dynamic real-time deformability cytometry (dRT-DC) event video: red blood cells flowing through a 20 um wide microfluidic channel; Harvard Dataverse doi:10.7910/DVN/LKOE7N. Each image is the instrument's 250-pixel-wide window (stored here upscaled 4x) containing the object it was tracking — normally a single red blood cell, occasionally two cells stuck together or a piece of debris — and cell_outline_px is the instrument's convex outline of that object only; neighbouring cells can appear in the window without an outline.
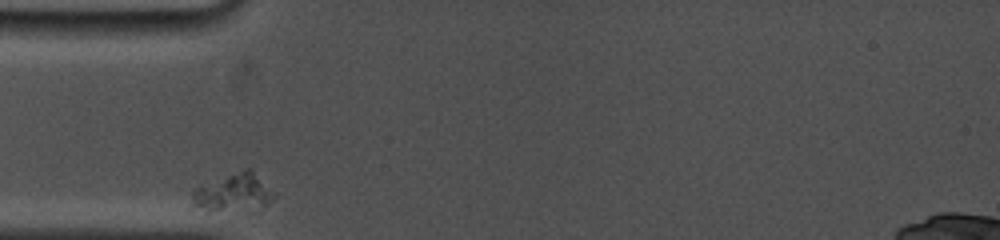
{"species": "common noctule bat (a hibernating species)", "species_latin": "Nyctalus noctula", "temperature_condition": "cold", "stored_images_in_passage": 26, "camera_frame_rate_fps": 5000, "um_per_image_px": 0.085, "animal": {"sex": "female", "body_mass_g": 19.0, "forearm_length_mm": 53.3}, "frame": {"image": 1, "passage_image": 1, "time_ms": 0.0, "image_size_px": [1000, 240], "cell_outline_px": [[276, 192], [264, 204], [204, 212], [192, 208], [192, 192], [196, 188], [244, 168], [248, 168]], "centroid_in_image_um": [19.73, 16.35], "position_along_channel_um": 65.3, "area_um2": 17.05}}
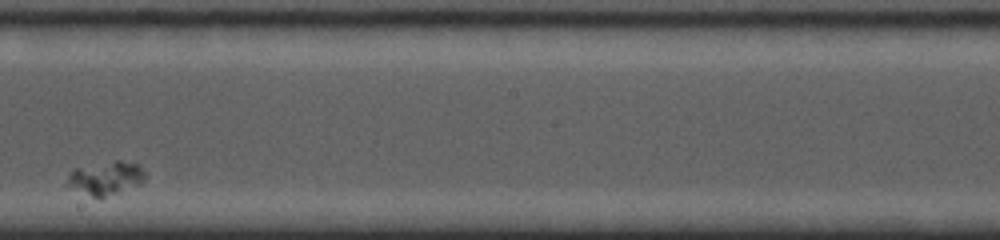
{"frame": {"image": 2, "passage_image": 15, "time_ms": 5.4, "image_size_px": [1000, 240], "cell_outline_px": [[144, 180], [140, 184], [100, 200], [64, 184], [68, 172], [72, 168], [116, 160], [120, 160], [140, 164], [144, 172]], "centroid_in_image_um": [8.95, 15.14], "position_along_channel_um": 239.2, "area_um2": 15.61}}
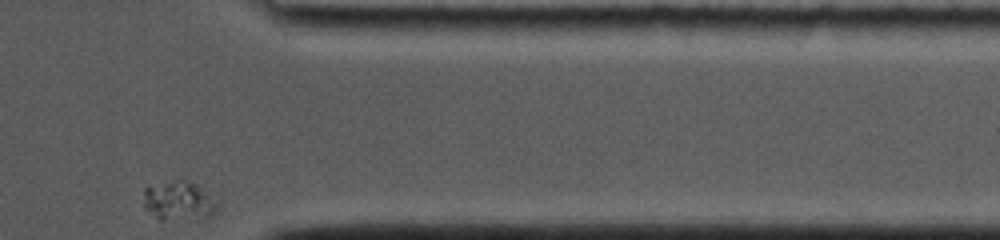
{"frame": {"image": 3, "passage_image": 26, "time_ms": 10.2, "image_size_px": [1000, 240], "cell_outline_px": [[220, 200], [216, 208], [208, 216], [160, 220], [144, 208], [144, 188], [148, 184], [176, 180], [188, 180], [196, 184]], "centroid_in_image_um": [15.17, 17.02], "position_along_channel_um": 396.2, "area_um2": 16.88}}